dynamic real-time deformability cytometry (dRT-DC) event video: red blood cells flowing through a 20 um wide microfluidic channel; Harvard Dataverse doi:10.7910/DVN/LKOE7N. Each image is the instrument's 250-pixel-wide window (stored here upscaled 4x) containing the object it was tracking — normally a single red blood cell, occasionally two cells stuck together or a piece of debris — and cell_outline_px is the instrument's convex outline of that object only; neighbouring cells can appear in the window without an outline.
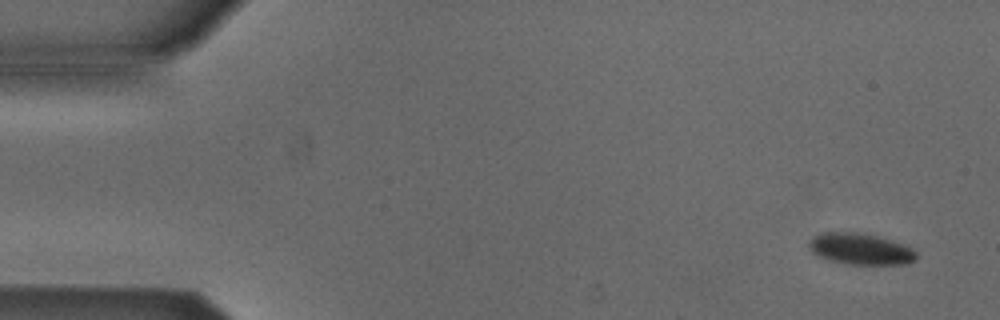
{"species": "Egyptian fruit bat (a non-hibernating species)", "species_latin": "Rousettus aegyptiacus", "temperature_condition": "cold", "stored_images_in_passage": 4, "camera_frame_rate_fps": 3000, "um_per_image_px": 0.085, "animal": {"sex": "male"}, "frame": {"image": 1, "passage_image": 1, "time_ms": 0.0, "image_size_px": [1000, 320], "cell_outline_px": [[916, 260], [904, 264], [848, 264], [828, 260], [816, 256], [808, 248], [808, 240], [812, 236], [820, 232], [856, 232], [876, 236], [912, 248], [916, 252]], "centroid_in_image_um": [73.04, 21.16], "position_along_channel_um": 12.0, "area_um2": 19.59}}
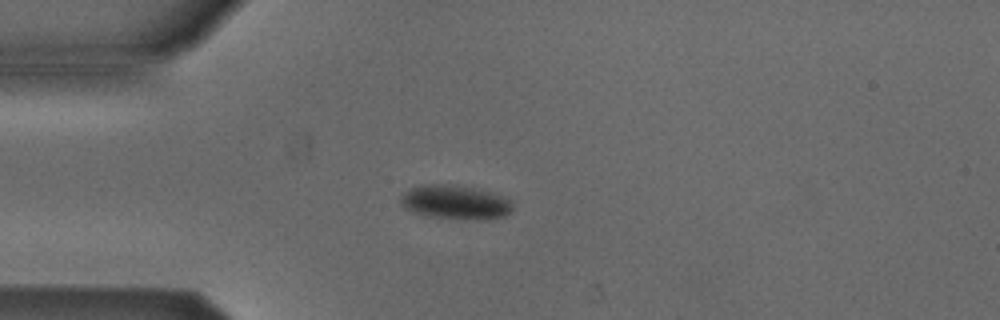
{"frame": {"image": 2, "passage_image": 4, "time_ms": 1.0, "image_size_px": [1000, 320], "cell_outline_px": [[512, 208], [504, 216], [488, 220], [472, 220], [424, 216], [412, 212], [404, 208], [400, 204], [400, 196], [404, 192], [420, 184], [448, 184], [480, 188], [512, 200]], "centroid_in_image_um": [38.68, 17.19], "position_along_channel_um": 46.3, "area_um2": 22.72}}